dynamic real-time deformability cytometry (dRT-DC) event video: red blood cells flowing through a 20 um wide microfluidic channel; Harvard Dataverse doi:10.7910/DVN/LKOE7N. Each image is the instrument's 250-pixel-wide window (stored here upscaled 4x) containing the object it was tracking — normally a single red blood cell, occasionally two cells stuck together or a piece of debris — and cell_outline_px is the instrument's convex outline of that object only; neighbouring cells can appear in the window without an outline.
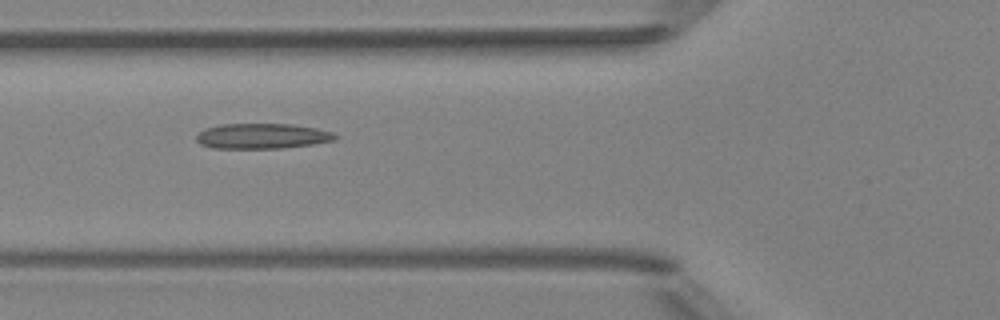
{"species": "Egyptian fruit bat (a non-hibernating species)", "species_latin": "Rousettus aegyptiacus", "temperature_condition": "room temperature", "stored_images_in_passage": 4, "camera_frame_rate_fps": 3000, "um_per_image_px": 0.085, "animal": {"sex": "female"}, "frame": {"image": 1, "passage_image": 3, "time_ms": 2.333, "image_size_px": [1000, 320], "cell_outline_px": [[336, 140], [312, 144], [280, 148], [212, 148], [200, 144], [196, 140], [196, 136], [204, 128], [220, 124], [292, 124], [316, 128], [332, 132], [336, 136]], "centroid_in_image_um": [22.25, 11.56], "position_along_channel_um": 103.6, "area_um2": 20.4}}
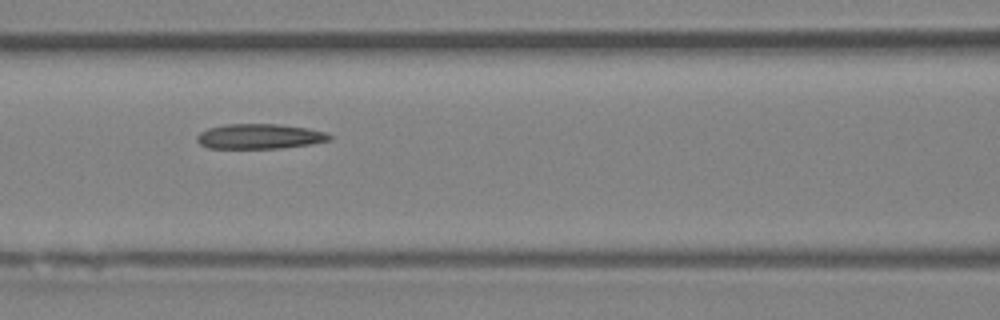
{"frame": {"image": 2, "passage_image": 4, "time_ms": 3.333, "image_size_px": [1000, 320], "cell_outline_px": [[332, 140], [312, 144], [284, 148], [208, 148], [200, 144], [196, 140], [196, 136], [200, 132], [208, 128], [224, 124], [276, 124], [308, 128], [324, 132], [332, 136]], "centroid_in_image_um": [22.06, 11.59], "position_along_channel_um": 144.5, "area_um2": 19.42}}